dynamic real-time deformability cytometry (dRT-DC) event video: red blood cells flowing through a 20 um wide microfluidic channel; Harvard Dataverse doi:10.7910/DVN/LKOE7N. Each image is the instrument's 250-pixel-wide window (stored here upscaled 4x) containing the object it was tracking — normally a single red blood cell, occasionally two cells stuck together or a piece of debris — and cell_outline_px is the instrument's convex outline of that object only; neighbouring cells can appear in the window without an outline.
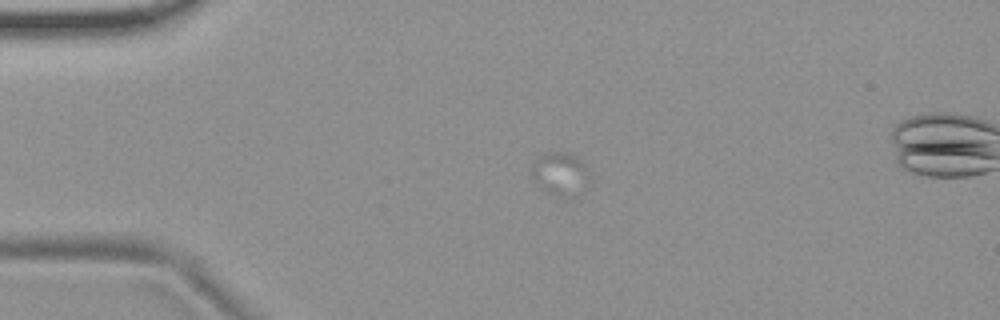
{"species": "common noctule bat (a hibernating species)", "species_latin": "Nyctalus noctula", "temperature_condition": "room temperature", "stored_images_in_passage": 9, "camera_frame_rate_fps": 3000, "um_per_image_px": 0.085, "animal": {"sex": "female", "body_mass_g": 19.9}, "frame": {"image": 1, "passage_image": 2, "time_ms": 0.333, "image_size_px": [1000, 320], "cell_outline_px": [[584, 168], [564, 196], [548, 192], [540, 188], [532, 176], [532, 164], [536, 160], [552, 152], [564, 152], [580, 160]], "centroid_in_image_um": [47.31, 14.64], "position_along_channel_um": 37.7, "area_um2": 11.56}}
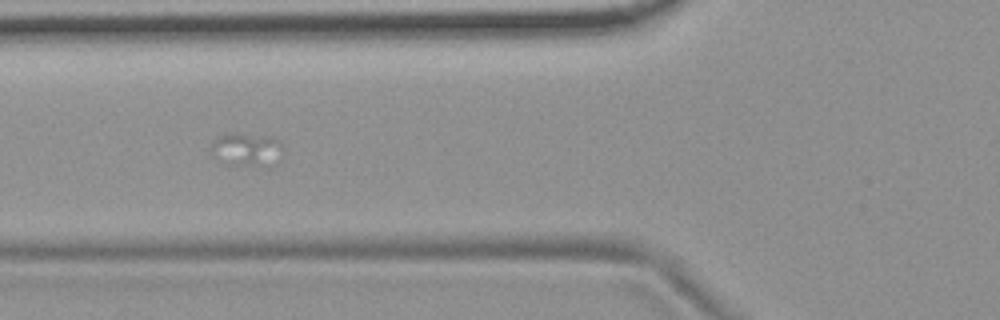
{"frame": {"image": 2, "passage_image": 4, "time_ms": 1.0, "image_size_px": [1000, 320], "cell_outline_px": [[284, 148], [264, 168], [228, 164], [212, 156], [208, 152], [208, 148], [220, 136], [272, 136], [280, 140]], "centroid_in_image_um": [20.93, 12.76], "position_along_channel_um": 104.9, "area_um2": 13.41}}